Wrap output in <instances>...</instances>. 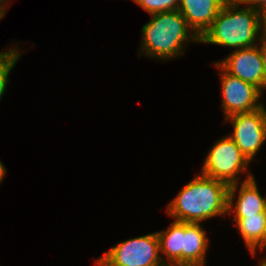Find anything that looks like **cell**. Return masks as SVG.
Segmentation results:
<instances>
[{"mask_svg":"<svg viewBox=\"0 0 266 266\" xmlns=\"http://www.w3.org/2000/svg\"><path fill=\"white\" fill-rule=\"evenodd\" d=\"M228 188L226 183L200 173L168 204V215L174 221L200 223L228 214Z\"/></svg>","mask_w":266,"mask_h":266,"instance_id":"obj_1","label":"cell"},{"mask_svg":"<svg viewBox=\"0 0 266 266\" xmlns=\"http://www.w3.org/2000/svg\"><path fill=\"white\" fill-rule=\"evenodd\" d=\"M236 0H228L199 42L236 49L251 47L266 31V17L258 10L241 9ZM260 33V34H259Z\"/></svg>","mask_w":266,"mask_h":266,"instance_id":"obj_2","label":"cell"},{"mask_svg":"<svg viewBox=\"0 0 266 266\" xmlns=\"http://www.w3.org/2000/svg\"><path fill=\"white\" fill-rule=\"evenodd\" d=\"M151 16V20L142 27V55L165 61L183 55L182 49L186 42H199V37L188 26L179 10Z\"/></svg>","mask_w":266,"mask_h":266,"instance_id":"obj_3","label":"cell"},{"mask_svg":"<svg viewBox=\"0 0 266 266\" xmlns=\"http://www.w3.org/2000/svg\"><path fill=\"white\" fill-rule=\"evenodd\" d=\"M156 232L120 242L96 260L98 266H166Z\"/></svg>","mask_w":266,"mask_h":266,"instance_id":"obj_4","label":"cell"},{"mask_svg":"<svg viewBox=\"0 0 266 266\" xmlns=\"http://www.w3.org/2000/svg\"><path fill=\"white\" fill-rule=\"evenodd\" d=\"M251 163L235 142L226 136L209 150L202 167V175L222 181L228 186L240 183L238 174L246 172Z\"/></svg>","mask_w":266,"mask_h":266,"instance_id":"obj_5","label":"cell"},{"mask_svg":"<svg viewBox=\"0 0 266 266\" xmlns=\"http://www.w3.org/2000/svg\"><path fill=\"white\" fill-rule=\"evenodd\" d=\"M233 124L229 137L251 162L266 140V109L236 113L225 119Z\"/></svg>","mask_w":266,"mask_h":266,"instance_id":"obj_6","label":"cell"},{"mask_svg":"<svg viewBox=\"0 0 266 266\" xmlns=\"http://www.w3.org/2000/svg\"><path fill=\"white\" fill-rule=\"evenodd\" d=\"M214 66L222 70L220 71L222 89L221 106L223 107L225 119L230 115L250 112L264 106L263 103L259 102L263 91L255 85L225 72L217 63H214Z\"/></svg>","mask_w":266,"mask_h":266,"instance_id":"obj_7","label":"cell"},{"mask_svg":"<svg viewBox=\"0 0 266 266\" xmlns=\"http://www.w3.org/2000/svg\"><path fill=\"white\" fill-rule=\"evenodd\" d=\"M216 63L230 75L255 85L261 91L266 89V75L257 45L234 49L233 53Z\"/></svg>","mask_w":266,"mask_h":266,"instance_id":"obj_8","label":"cell"},{"mask_svg":"<svg viewBox=\"0 0 266 266\" xmlns=\"http://www.w3.org/2000/svg\"><path fill=\"white\" fill-rule=\"evenodd\" d=\"M238 184H232L228 188V214L232 212L234 217H245L265 212L266 196H261L253 174L249 173L247 178L240 184L238 199L234 205L233 200H235Z\"/></svg>","mask_w":266,"mask_h":266,"instance_id":"obj_9","label":"cell"},{"mask_svg":"<svg viewBox=\"0 0 266 266\" xmlns=\"http://www.w3.org/2000/svg\"><path fill=\"white\" fill-rule=\"evenodd\" d=\"M228 0H180L179 11L200 38Z\"/></svg>","mask_w":266,"mask_h":266,"instance_id":"obj_10","label":"cell"},{"mask_svg":"<svg viewBox=\"0 0 266 266\" xmlns=\"http://www.w3.org/2000/svg\"><path fill=\"white\" fill-rule=\"evenodd\" d=\"M208 241L200 223L184 222L182 266H204Z\"/></svg>","mask_w":266,"mask_h":266,"instance_id":"obj_11","label":"cell"},{"mask_svg":"<svg viewBox=\"0 0 266 266\" xmlns=\"http://www.w3.org/2000/svg\"><path fill=\"white\" fill-rule=\"evenodd\" d=\"M236 227L245 241L246 247L252 256L256 249L263 251L266 248V213L261 212L252 216L234 217Z\"/></svg>","mask_w":266,"mask_h":266,"instance_id":"obj_12","label":"cell"},{"mask_svg":"<svg viewBox=\"0 0 266 266\" xmlns=\"http://www.w3.org/2000/svg\"><path fill=\"white\" fill-rule=\"evenodd\" d=\"M156 233L159 238L160 252L167 259L166 266H182L184 222L173 221L167 230Z\"/></svg>","mask_w":266,"mask_h":266,"instance_id":"obj_13","label":"cell"},{"mask_svg":"<svg viewBox=\"0 0 266 266\" xmlns=\"http://www.w3.org/2000/svg\"><path fill=\"white\" fill-rule=\"evenodd\" d=\"M21 49L10 48L8 51H4L0 53V100L4 95V91L7 88V83H9V73H11V69L15 67V63L21 57L20 54Z\"/></svg>","mask_w":266,"mask_h":266,"instance_id":"obj_14","label":"cell"},{"mask_svg":"<svg viewBox=\"0 0 266 266\" xmlns=\"http://www.w3.org/2000/svg\"><path fill=\"white\" fill-rule=\"evenodd\" d=\"M150 15L166 11L178 10L180 0H133Z\"/></svg>","mask_w":266,"mask_h":266,"instance_id":"obj_15","label":"cell"},{"mask_svg":"<svg viewBox=\"0 0 266 266\" xmlns=\"http://www.w3.org/2000/svg\"><path fill=\"white\" fill-rule=\"evenodd\" d=\"M240 7L242 4H248L246 7L260 11L266 17V0H236Z\"/></svg>","mask_w":266,"mask_h":266,"instance_id":"obj_16","label":"cell"},{"mask_svg":"<svg viewBox=\"0 0 266 266\" xmlns=\"http://www.w3.org/2000/svg\"><path fill=\"white\" fill-rule=\"evenodd\" d=\"M257 43H258L257 46H258L260 53H261V56H262L264 72L266 75V31L264 33H262V35H261V37Z\"/></svg>","mask_w":266,"mask_h":266,"instance_id":"obj_17","label":"cell"},{"mask_svg":"<svg viewBox=\"0 0 266 266\" xmlns=\"http://www.w3.org/2000/svg\"><path fill=\"white\" fill-rule=\"evenodd\" d=\"M6 167L3 165L2 161L0 160V184L3 180V176L6 175Z\"/></svg>","mask_w":266,"mask_h":266,"instance_id":"obj_18","label":"cell"},{"mask_svg":"<svg viewBox=\"0 0 266 266\" xmlns=\"http://www.w3.org/2000/svg\"><path fill=\"white\" fill-rule=\"evenodd\" d=\"M8 1V0H7ZM6 0H0V8H7L6 6H7V4H8V2H7ZM6 5V6H5Z\"/></svg>","mask_w":266,"mask_h":266,"instance_id":"obj_19","label":"cell"},{"mask_svg":"<svg viewBox=\"0 0 266 266\" xmlns=\"http://www.w3.org/2000/svg\"><path fill=\"white\" fill-rule=\"evenodd\" d=\"M7 9L5 8H0V20L3 18V16H5V13H7V11H5Z\"/></svg>","mask_w":266,"mask_h":266,"instance_id":"obj_20","label":"cell"},{"mask_svg":"<svg viewBox=\"0 0 266 266\" xmlns=\"http://www.w3.org/2000/svg\"><path fill=\"white\" fill-rule=\"evenodd\" d=\"M265 257H266V256H265ZM259 266H266V258H265V259L263 258V260H262V262L260 263Z\"/></svg>","mask_w":266,"mask_h":266,"instance_id":"obj_21","label":"cell"}]
</instances>
